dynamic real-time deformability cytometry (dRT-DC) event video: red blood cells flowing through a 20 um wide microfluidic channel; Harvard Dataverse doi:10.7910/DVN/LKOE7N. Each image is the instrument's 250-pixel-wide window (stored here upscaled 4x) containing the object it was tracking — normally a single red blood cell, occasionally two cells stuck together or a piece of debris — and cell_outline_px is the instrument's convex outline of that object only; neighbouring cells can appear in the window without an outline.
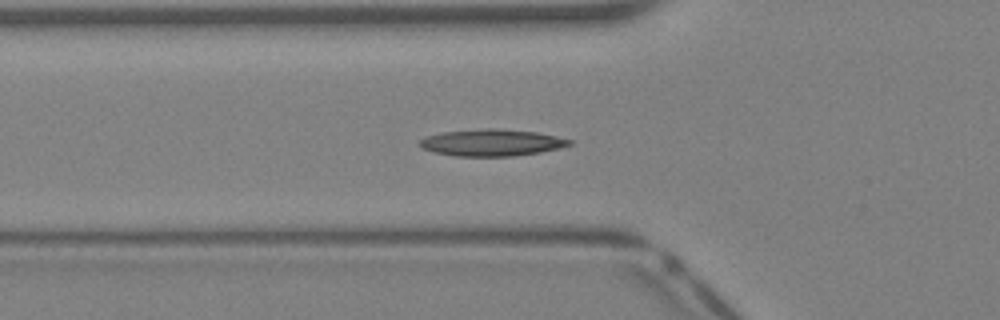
{"species": "Egyptian fruit bat (a non-hibernating species)", "species_latin": "Rousettus aegyptiacus", "temperature_condition": "warm", "stored_images_in_passage": 33, "camera_frame_rate_fps": 3000, "um_per_image_px": 0.085, "animal": {"sex": "female"}, "frame": {"image": 1, "passage_image": 6, "time_ms": 1.667, "image_size_px": [1000, 320], "cell_outline_px": [[572, 144], [560, 148], [540, 152], [516, 156], [452, 156], [432, 152], [424, 148], [420, 144], [420, 140], [428, 136], [444, 132], [488, 128], [500, 128], [536, 132], [556, 136], [572, 140]], "centroid_in_image_um": [41.83, 12.13], "position_along_channel_um": 84.0, "area_um2": 23.29}}
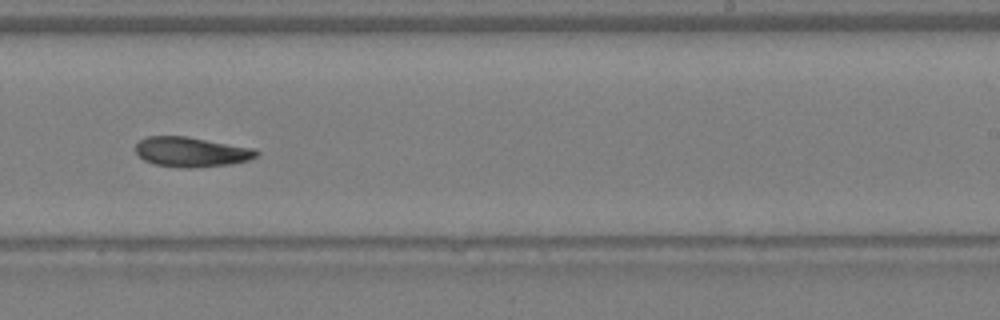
{"frame": {"image": 2, "passage_image": 17, "time_ms": 5.333, "image_size_px": [1000, 320], "cell_outline_px": [[260, 152], [256, 156], [248, 160], [232, 164], [196, 168], [180, 168], [152, 164], [144, 160], [136, 152], [136, 144], [140, 140], [148, 136], [184, 136], [256, 148]], "centroid_in_image_um": [16.28, 12.93], "position_along_channel_um": 272.7, "area_um2": 21.21}}
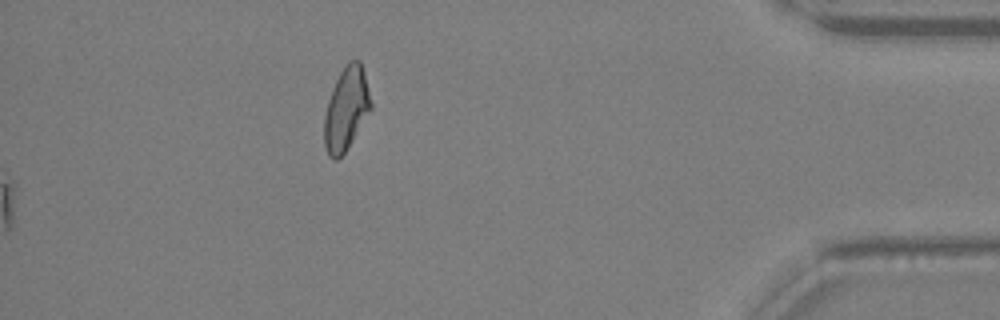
{"frame": {"image": 3, "passage_image": 33, "time_ms": 10.667, "image_size_px": [1000, 320], "cell_outline_px": [[372, 108], [344, 152], [336, 160], [332, 160], [328, 156], [324, 144], [324, 116], [328, 100], [332, 88], [344, 64], [348, 60], [360, 60], [364, 72], [372, 104]], "centroid_in_image_um": [29.41, 9.23], "position_along_channel_um": 405.8, "area_um2": 22.43}}